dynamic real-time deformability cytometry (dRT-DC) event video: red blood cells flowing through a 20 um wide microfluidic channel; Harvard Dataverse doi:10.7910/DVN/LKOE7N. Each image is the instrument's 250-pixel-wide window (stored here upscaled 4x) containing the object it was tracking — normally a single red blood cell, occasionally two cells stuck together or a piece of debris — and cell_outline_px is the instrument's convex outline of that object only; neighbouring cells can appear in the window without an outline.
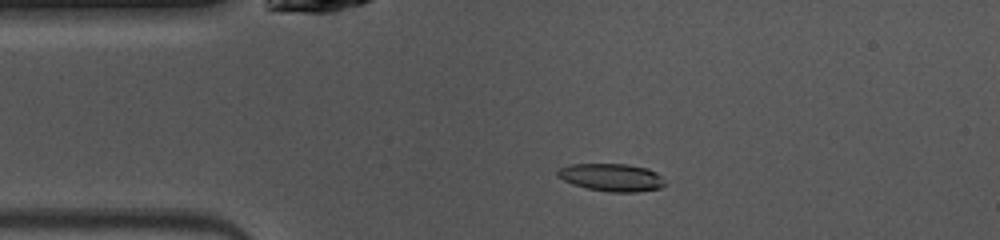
{"species": "common noctule bat (a hibernating species)", "species_latin": "Nyctalus noctula", "temperature_condition": "warm", "stored_images_in_passage": 45, "camera_frame_rate_fps": 3000, "um_per_image_px": 0.085, "animal": {"sex": "female", "body_mass_g": 10.0, "forearm_length_mm": 53.1}, "frame": {"image": 1, "passage_image": 9, "time_ms": 2.667, "image_size_px": [1000, 240], "cell_outline_px": [[668, 184], [660, 188], [636, 192], [608, 192], [588, 188], [572, 184], [556, 176], [556, 172], [560, 168], [572, 164], [628, 164], [648, 168], [656, 172], [668, 180]], "centroid_in_image_um": [52.05, 15.08], "position_along_channel_um": 33.0, "area_um2": 17.57}}
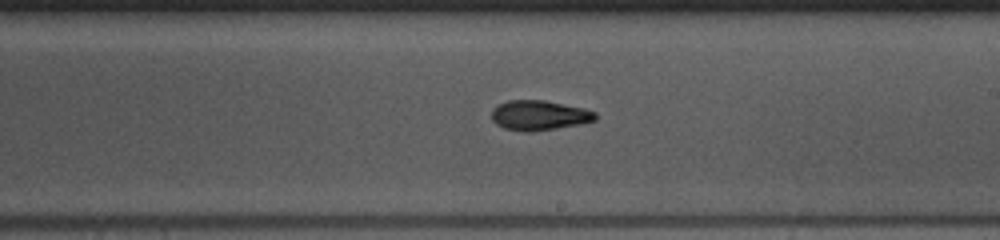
{"frame": {"image": 2, "passage_image": 26, "time_ms": 8.333, "image_size_px": [1000, 240], "cell_outline_px": [[596, 120], [580, 124], [532, 132], [524, 132], [504, 128], [496, 124], [492, 120], [492, 108], [496, 104], [508, 100], [544, 100], [584, 108], [596, 112]], "centroid_in_image_um": [45.8, 9.8], "position_along_channel_um": 243.2, "area_um2": 18.21}}
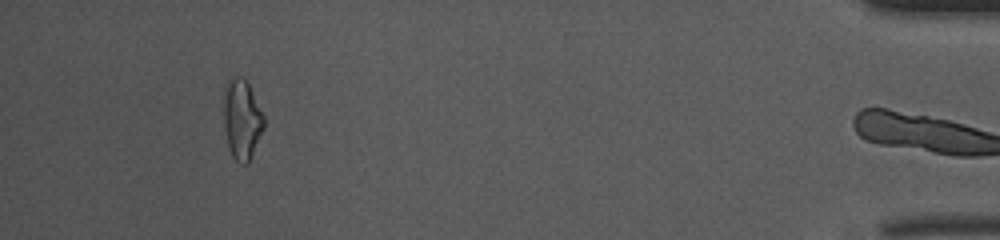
{"frame": {"image": 3, "passage_image": 44, "time_ms": 14.333, "image_size_px": [1000, 240], "cell_outline_px": [[264, 128], [248, 164], [240, 164], [232, 156], [228, 148], [224, 124], [224, 88], [228, 80], [236, 76], [240, 76], [248, 80], [264, 116]], "centroid_in_image_um": [20.56, 10.13], "position_along_channel_um": 414.6, "area_um2": 18.96}, "authors_computed_cell_mechanics": {"area_um2": 17.5134, "velocity_mm_per_s": 4.1007, "shape_relaxation_time_tau1_ms": 3.4815, "shape_relaxation_time_tau2_ms": 5.3023, "deformation_change_tau1": 0.1432, "deformation_change_tau2": 0.0853}}